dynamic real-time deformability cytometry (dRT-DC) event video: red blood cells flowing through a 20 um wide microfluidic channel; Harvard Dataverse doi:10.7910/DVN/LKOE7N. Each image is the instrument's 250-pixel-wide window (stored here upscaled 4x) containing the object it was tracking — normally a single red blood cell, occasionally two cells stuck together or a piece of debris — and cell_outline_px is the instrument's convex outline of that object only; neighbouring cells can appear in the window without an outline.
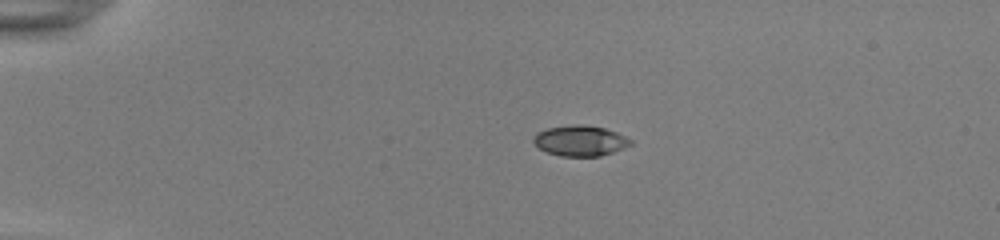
{"species": "common noctule bat (a hibernating species)", "species_latin": "Nyctalus noctula", "temperature_condition": "room temperature", "stored_images_in_passage": 42, "camera_frame_rate_fps": 3000, "um_per_image_px": 0.085, "animal": {"sex": "female", "body_mass_g": 22.0, "forearm_length_mm": 56.7}, "frame": {"image": 1, "passage_image": 1, "time_ms": 0.0, "image_size_px": [1000, 240], "cell_outline_px": [[632, 144], [624, 148], [600, 156], [560, 156], [548, 152], [540, 148], [532, 140], [532, 136], [536, 132], [548, 128], [572, 124], [580, 124], [604, 128], [616, 132], [632, 140]], "centroid_in_image_um": [49.3, 11.95], "position_along_channel_um": 35.7, "area_um2": 17.22}}
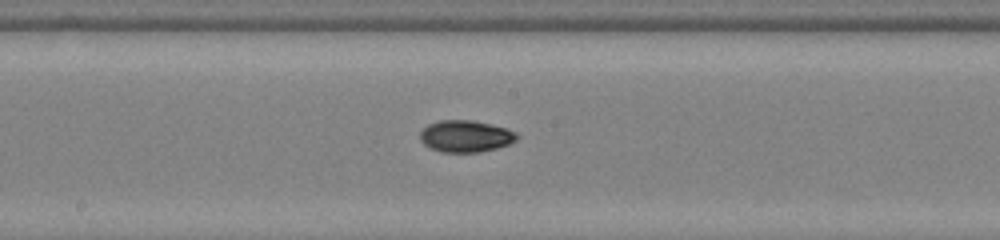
{"frame": {"image": 2, "passage_image": 19, "time_ms": 6.0, "image_size_px": [1000, 240], "cell_outline_px": [[520, 136], [516, 140], [508, 144], [496, 148], [476, 152], [440, 152], [428, 148], [420, 140], [420, 132], [428, 124], [440, 120], [472, 120], [492, 124], [508, 128], [516, 132]], "centroid_in_image_um": [39.57, 11.57], "position_along_channel_um": 208.6, "area_um2": 18.09}}
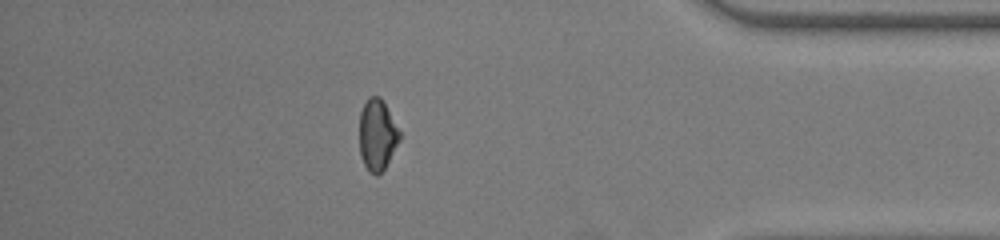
{"frame": {"image": 3, "passage_image": 36, "time_ms": 11.667, "image_size_px": [1000, 240], "cell_outline_px": [[400, 140], [384, 168], [376, 176], [368, 172], [360, 156], [360, 112], [368, 96], [380, 96], [400, 132]], "centroid_in_image_um": [32.05, 11.47], "position_along_channel_um": 403.2, "area_um2": 16.47}, "authors_computed_cell_mechanics": {"area_um2": 17.3978, "velocity_mm_per_s": 3.8988, "shape_relaxation_time_tau1_ms": 5.1465, "shape_relaxation_time_tau2_ms": 1.907, "deformation_change_tau1": 0.1615, "deformation_change_tau2": 0.0485}}